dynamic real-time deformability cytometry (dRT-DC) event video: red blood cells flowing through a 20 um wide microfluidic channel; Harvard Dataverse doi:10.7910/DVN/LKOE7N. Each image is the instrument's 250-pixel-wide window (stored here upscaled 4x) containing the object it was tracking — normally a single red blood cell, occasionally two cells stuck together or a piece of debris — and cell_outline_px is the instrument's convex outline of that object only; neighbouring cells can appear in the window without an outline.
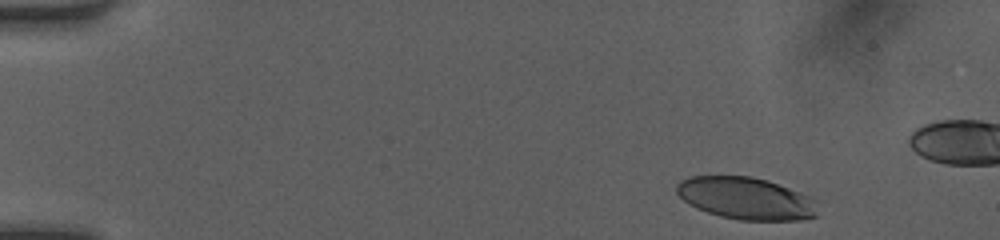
{"species": "human", "species_latin": "Homo sapiens", "temperature_condition": "room temperature", "stored_images_in_passage": 43, "camera_frame_rate_fps": 3000, "um_per_image_px": 0.085, "donor": {"sex": "female"}, "frame": {"image": 1, "passage_image": 2, "time_ms": 0.333, "image_size_px": [1000, 240], "cell_outline_px": [[820, 216], [800, 220], [740, 220], [720, 216], [696, 208], [688, 204], [676, 192], [676, 184], [680, 180], [688, 176], [752, 176], [768, 180], [812, 196], [816, 200]], "centroid_in_image_um": [63.46, 16.86], "position_along_channel_um": 21.5, "area_um2": 35.2}}
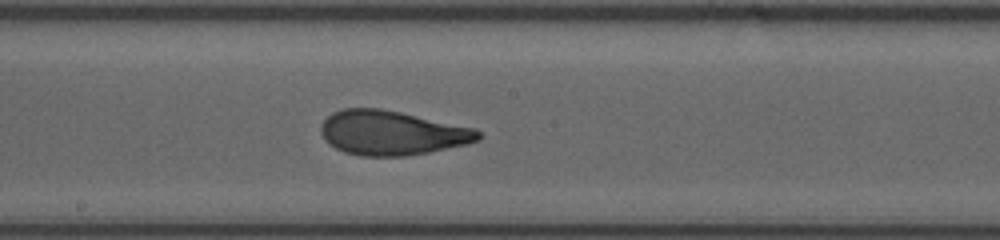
{"frame": {"image": 2, "passage_image": 24, "time_ms": 7.667, "image_size_px": [1000, 240], "cell_outline_px": [[484, 136], [480, 140], [468, 144], [428, 152], [404, 156], [360, 156], [344, 152], [328, 144], [324, 140], [320, 132], [320, 124], [332, 112], [344, 108], [380, 108], [400, 112], [476, 128]], "centroid_in_image_um": [33.3, 11.29], "position_along_channel_um": 214.9, "area_um2": 41.04}}
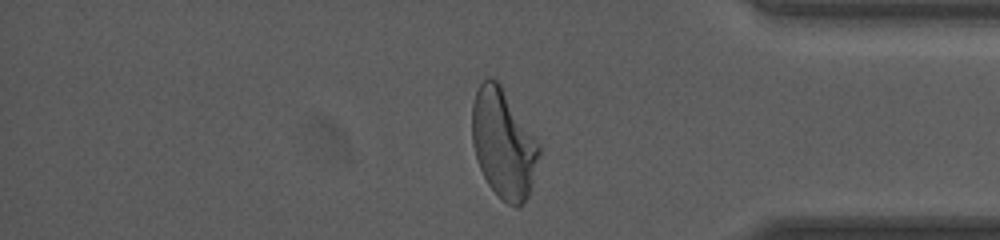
{"frame": {"image": 3, "passage_image": 38, "time_ms": 12.333, "image_size_px": [1000, 240], "cell_outline_px": [[540, 156], [528, 196], [524, 204], [516, 208], [508, 204], [488, 184], [480, 168], [472, 144], [472, 104], [476, 92], [480, 84], [488, 76], [492, 76], [500, 84], [536, 136], [540, 144]], "centroid_in_image_um": [42.8, 12.19], "position_along_channel_um": 392.4, "area_um2": 42.6}}